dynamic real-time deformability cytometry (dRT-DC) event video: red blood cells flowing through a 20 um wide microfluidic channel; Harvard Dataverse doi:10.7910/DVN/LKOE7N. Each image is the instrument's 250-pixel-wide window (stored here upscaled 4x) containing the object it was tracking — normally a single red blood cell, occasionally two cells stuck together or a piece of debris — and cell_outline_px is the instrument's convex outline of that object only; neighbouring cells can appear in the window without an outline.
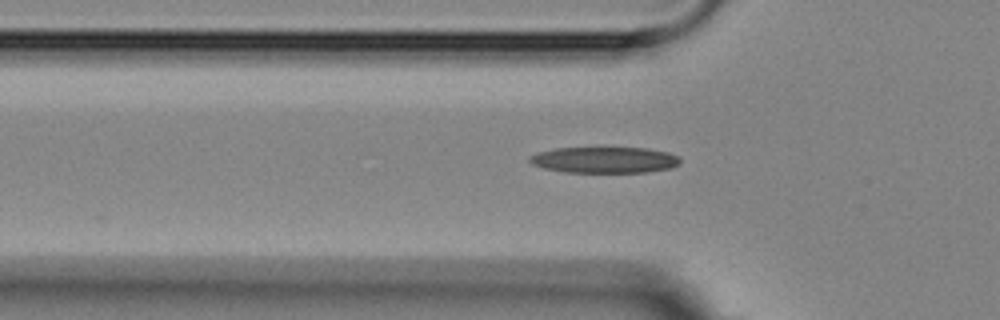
{"species": "Egyptian fruit bat (a non-hibernating species)", "species_latin": "Rousettus aegyptiacus", "temperature_condition": "room temperature", "stored_images_in_passage": 3, "camera_frame_rate_fps": 3000, "um_per_image_px": 0.085, "animal": {"sex": "female"}, "frame": {"image": 1, "passage_image": 2, "time_ms": 2.0, "image_size_px": [1000, 320], "cell_outline_px": [[680, 164], [672, 168], [644, 172], [564, 172], [544, 168], [532, 164], [528, 160], [528, 156], [536, 152], [556, 148], [648, 148], [668, 152], [680, 156]], "centroid_in_image_um": [51.38, 13.59], "position_along_channel_um": 74.4, "area_um2": 23.06}}
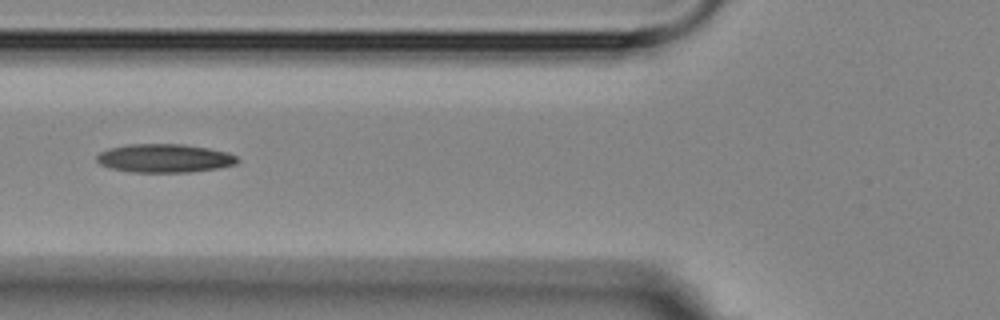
{"frame": {"image": 2, "passage_image": 3, "time_ms": 3.0, "image_size_px": [1000, 320], "cell_outline_px": [[240, 160], [236, 164], [216, 168], [188, 172], [132, 172], [108, 168], [100, 164], [96, 160], [96, 156], [100, 152], [108, 148], [128, 144], [184, 144], [208, 148], [228, 152], [236, 156]], "centroid_in_image_um": [13.96, 13.44], "position_along_channel_um": 111.8, "area_um2": 23.47}}